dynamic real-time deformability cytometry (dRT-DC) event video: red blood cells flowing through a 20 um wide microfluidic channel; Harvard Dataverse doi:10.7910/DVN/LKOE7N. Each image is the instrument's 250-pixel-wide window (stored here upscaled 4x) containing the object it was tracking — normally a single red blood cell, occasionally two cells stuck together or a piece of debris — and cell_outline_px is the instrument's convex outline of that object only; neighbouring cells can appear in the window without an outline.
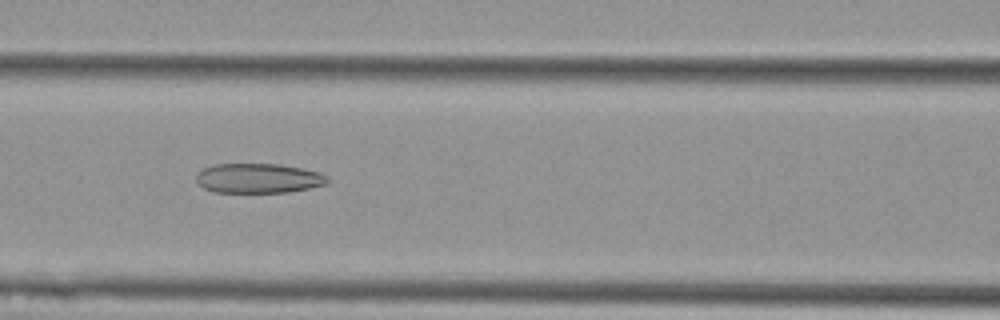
{"species": "Egyptian fruit bat (a non-hibernating species)", "species_latin": "Rousettus aegyptiacus", "temperature_condition": "cold", "stored_images_in_passage": 53, "camera_frame_rate_fps": 3000, "um_per_image_px": 0.085, "animal": {"sex": "female"}, "frame": {"image": 1, "passage_image": 23, "time_ms": 7.333, "image_size_px": [1000, 320], "cell_outline_px": [[328, 180], [324, 184], [308, 188], [288, 192], [212, 192], [204, 188], [196, 180], [196, 172], [212, 164], [280, 164], [320, 172], [328, 176]], "centroid_in_image_um": [21.92, 15.14], "position_along_channel_um": 144.7, "area_um2": 22.66}}
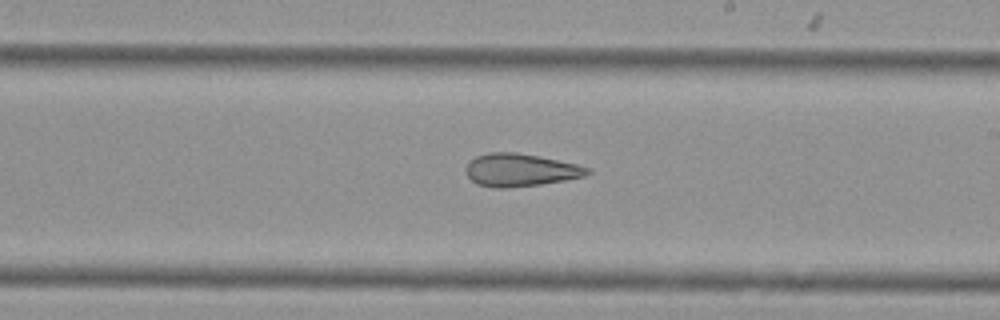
{"frame": {"image": 2, "passage_image": 31, "time_ms": 10.0, "image_size_px": [1000, 320], "cell_outline_px": [[592, 172], [584, 176], [564, 180], [540, 184], [508, 188], [492, 188], [476, 184], [468, 176], [468, 164], [476, 156], [488, 152], [516, 152], [576, 164], [592, 168]], "centroid_in_image_um": [44.25, 14.46], "position_along_channel_um": 244.8, "area_um2": 22.95}}
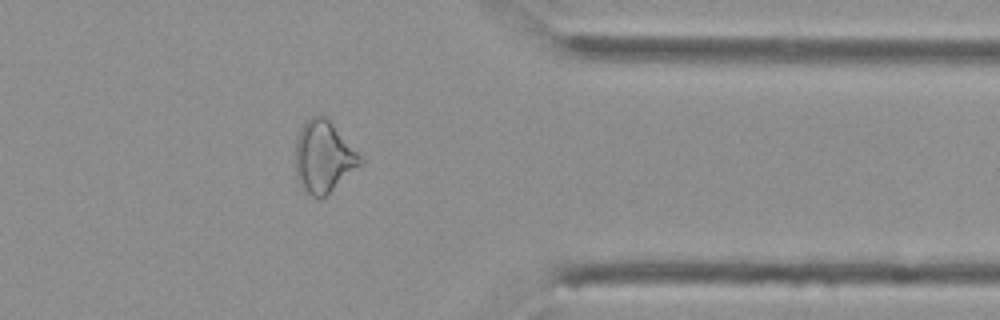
{"frame": {"image": 3, "passage_image": 43, "time_ms": 14.0, "image_size_px": [1000, 320], "cell_outline_px": [[364, 160], [360, 164], [324, 196], [312, 196], [300, 184], [296, 176], [296, 140], [300, 128], [312, 116], [320, 112], [332, 124]], "centroid_in_image_um": [27.46, 13.29], "position_along_channel_um": 383.9, "area_um2": 26.07}, "authors_computed_cell_mechanics": {"area_um2": 27.9174, "velocity_mm_per_s": 3.7708, "shape_relaxation_time_tau1_ms": null, "shape_relaxation_time_tau2_ms": 3.3286, "deformation_change_tau1": null, "deformation_change_tau2": 0.1345}}